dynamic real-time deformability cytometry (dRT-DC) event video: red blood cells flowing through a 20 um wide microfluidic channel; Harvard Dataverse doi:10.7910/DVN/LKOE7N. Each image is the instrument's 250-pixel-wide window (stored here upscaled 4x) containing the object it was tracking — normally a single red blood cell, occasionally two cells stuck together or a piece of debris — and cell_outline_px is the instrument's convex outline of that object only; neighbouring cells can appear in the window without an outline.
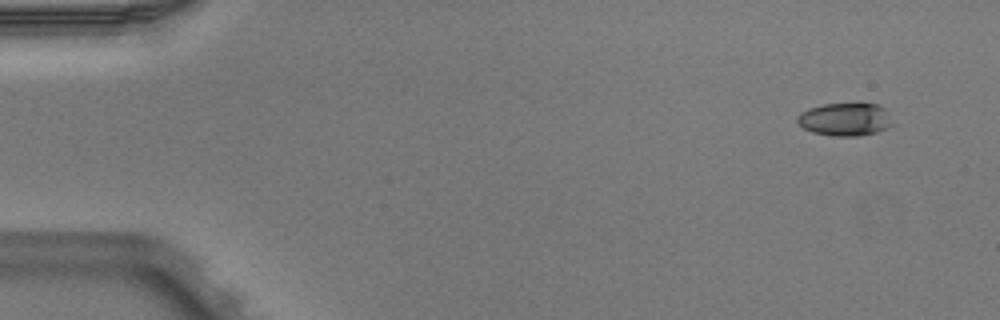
{"species": "Egyptian fruit bat (a non-hibernating species)", "species_latin": "Rousettus aegyptiacus", "temperature_condition": "warm", "stored_images_in_passage": 6, "camera_frame_rate_fps": 3000, "um_per_image_px": 0.085, "animal": {"sex": "male"}, "frame": {"image": 1, "passage_image": 1, "time_ms": 0.0, "image_size_px": [1000, 320], "cell_outline_px": [[896, 124], [888, 128], [876, 132], [856, 136], [836, 136], [812, 132], [804, 128], [796, 120], [796, 116], [800, 112], [808, 108], [824, 104], [860, 100], [880, 104], [888, 108]], "centroid_in_image_um": [71.95, 10.08], "position_along_channel_um": 13.1, "area_um2": 19.48}}
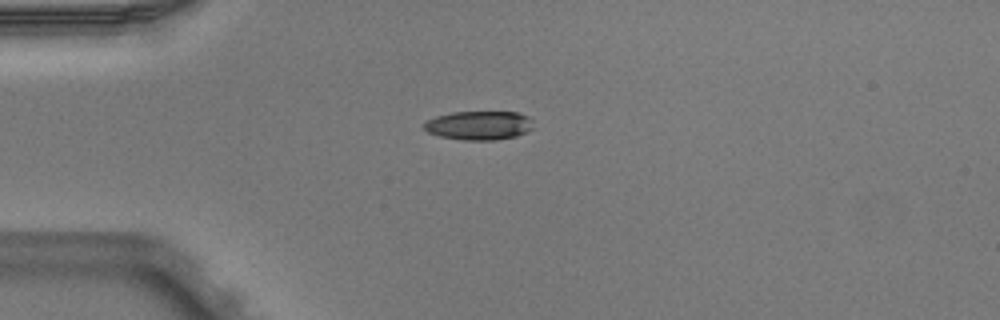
{"frame": {"image": 2, "passage_image": 3, "time_ms": 0.667, "image_size_px": [1000, 320], "cell_outline_px": [[536, 128], [528, 132], [516, 136], [496, 140], [464, 140], [440, 136], [428, 132], [424, 128], [424, 120], [436, 116], [452, 112], [516, 112], [528, 116], [532, 120]], "centroid_in_image_um": [40.76, 10.66], "position_along_channel_um": 44.2, "area_um2": 18.67}}
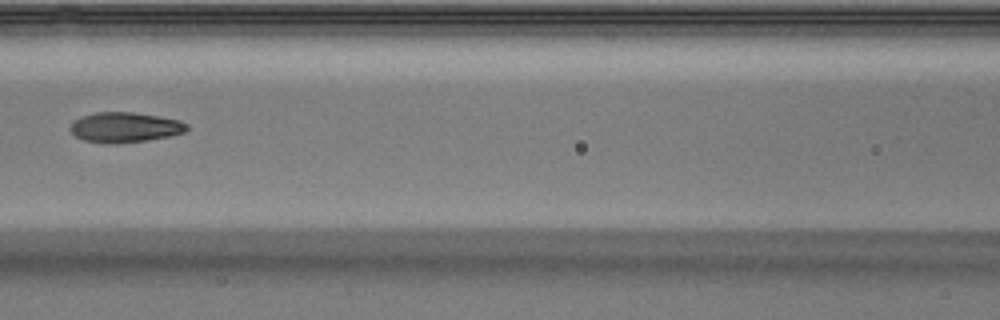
{"frame": {"image": 3, "passage_image": 6, "time_ms": 1.667, "image_size_px": [1000, 320], "cell_outline_px": [[188, 128], [184, 132], [172, 136], [148, 140], [120, 144], [108, 144], [84, 140], [76, 136], [72, 132], [72, 120], [80, 116], [96, 112], [132, 112], [160, 116], [180, 120], [188, 124]], "centroid_in_image_um": [10.64, 10.82], "position_along_channel_um": 156.0, "area_um2": 20.69}}